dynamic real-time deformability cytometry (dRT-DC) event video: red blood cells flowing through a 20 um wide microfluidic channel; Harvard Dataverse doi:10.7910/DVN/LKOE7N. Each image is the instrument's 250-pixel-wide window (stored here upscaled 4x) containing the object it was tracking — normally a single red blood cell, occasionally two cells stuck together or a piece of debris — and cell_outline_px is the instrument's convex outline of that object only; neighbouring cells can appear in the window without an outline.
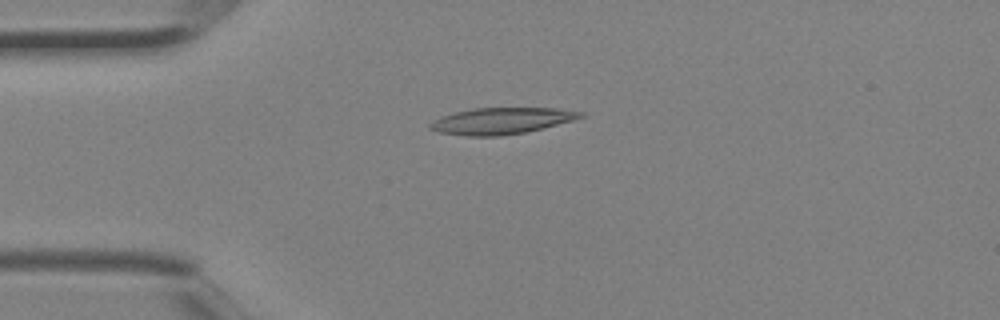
{"species": "Egyptian fruit bat (a non-hibernating species)", "species_latin": "Rousettus aegyptiacus", "temperature_condition": "room temperature", "stored_images_in_passage": 4, "camera_frame_rate_fps": 3000, "um_per_image_px": 0.085, "animal": {"sex": "female"}, "frame": {"image": 1, "passage_image": 3, "time_ms": 0.667, "image_size_px": [1000, 320], "cell_outline_px": [[584, 116], [572, 120], [524, 132], [500, 136], [468, 136], [436, 132], [428, 128], [428, 124], [432, 120], [440, 116], [472, 108], [556, 108], [584, 112]], "centroid_in_image_um": [42.53, 10.27], "position_along_channel_um": 42.5, "area_um2": 23.06}}
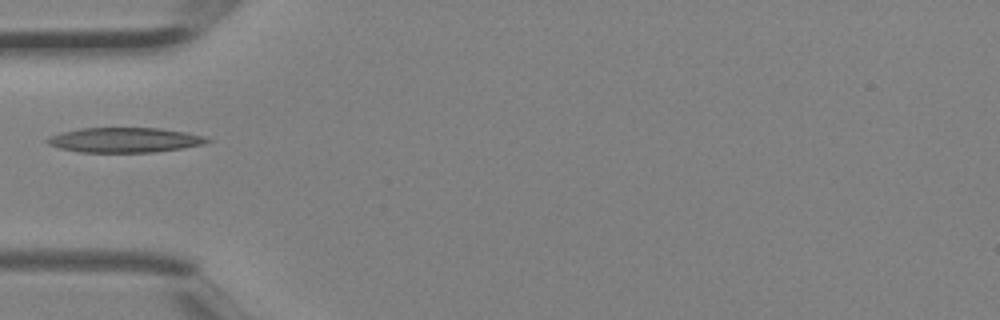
{"frame": {"image": 2, "passage_image": 4, "time_ms": 1.0, "image_size_px": [1000, 320], "cell_outline_px": [[212, 140], [204, 144], [180, 148], [152, 152], [80, 152], [60, 148], [48, 144], [44, 140], [60, 132], [80, 128], [160, 128], [184, 132], [204, 136]], "centroid_in_image_um": [10.57, 11.89], "position_along_channel_um": 74.4, "area_um2": 23.0}}